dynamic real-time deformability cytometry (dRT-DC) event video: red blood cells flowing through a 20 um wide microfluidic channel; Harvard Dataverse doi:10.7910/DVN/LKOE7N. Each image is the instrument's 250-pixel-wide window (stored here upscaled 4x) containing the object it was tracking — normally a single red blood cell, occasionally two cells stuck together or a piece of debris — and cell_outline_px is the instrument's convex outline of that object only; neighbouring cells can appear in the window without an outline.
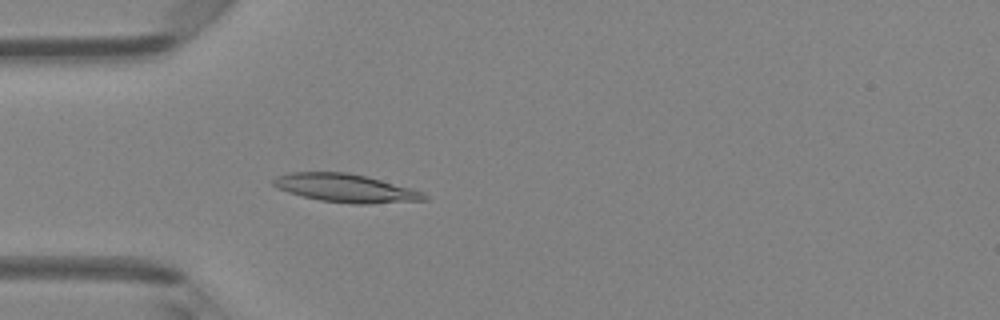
{"species": "Egyptian fruit bat (a non-hibernating species)", "species_latin": "Rousettus aegyptiacus", "temperature_condition": "room temperature", "stored_images_in_passage": 48, "camera_frame_rate_fps": 3000, "um_per_image_px": 0.085, "animal": {"sex": "female"}, "frame": {"image": 1, "passage_image": 14, "time_ms": 4.333, "image_size_px": [1000, 320], "cell_outline_px": [[428, 200], [368, 204], [352, 204], [320, 200], [288, 192], [272, 184], [272, 180], [276, 176], [288, 172], [348, 172], [368, 176], [412, 188], [424, 192], [428, 196]], "centroid_in_image_um": [29.43, 15.98], "position_along_channel_um": 55.6, "area_um2": 25.03}}
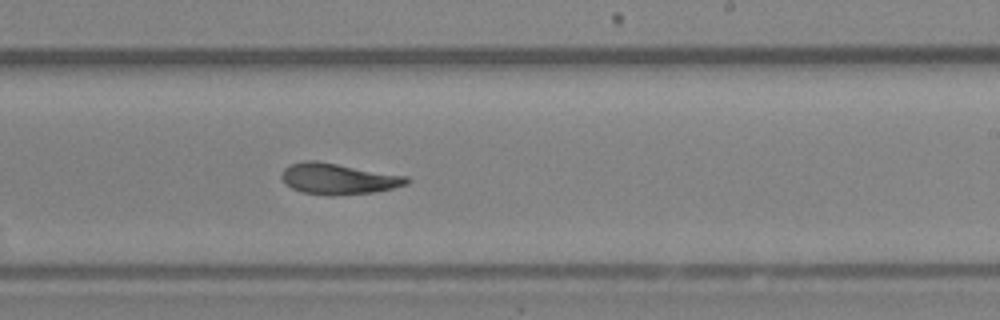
{"frame": {"image": 2, "passage_image": 29, "time_ms": 9.333, "image_size_px": [1000, 320], "cell_outline_px": [[412, 180], [408, 184], [392, 188], [372, 192], [332, 196], [328, 196], [300, 192], [284, 184], [280, 176], [284, 168], [292, 164], [304, 160], [316, 160], [408, 176]], "centroid_in_image_um": [28.73, 15.2], "position_along_channel_um": 260.3, "area_um2": 22.83}}
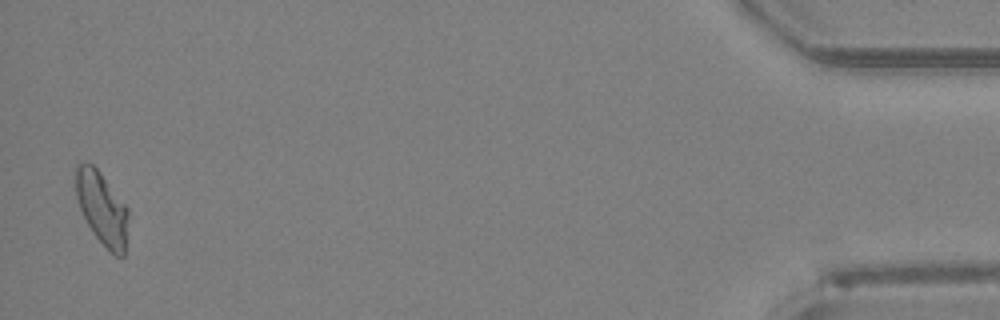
{"frame": {"image": 3, "passage_image": 47, "time_ms": 15.333, "image_size_px": [1000, 320], "cell_outline_px": [[128, 216], [124, 256], [116, 256], [92, 232], [80, 208], [76, 196], [76, 164], [84, 160], [92, 164], [100, 172], [128, 208]], "centroid_in_image_um": [8.66, 17.65], "position_along_channel_um": 426.5, "area_um2": 21.96}, "authors_computed_cell_mechanics": {"area_um2": 22.9177, "velocity_mm_per_s": 4.2237, "shape_relaxation_time_tau1_ms": 5.0367, "shape_relaxation_time_tau2_ms": 3.3504, "deformation_change_tau1": 0.1453, "deformation_change_tau2": 0.0848}}